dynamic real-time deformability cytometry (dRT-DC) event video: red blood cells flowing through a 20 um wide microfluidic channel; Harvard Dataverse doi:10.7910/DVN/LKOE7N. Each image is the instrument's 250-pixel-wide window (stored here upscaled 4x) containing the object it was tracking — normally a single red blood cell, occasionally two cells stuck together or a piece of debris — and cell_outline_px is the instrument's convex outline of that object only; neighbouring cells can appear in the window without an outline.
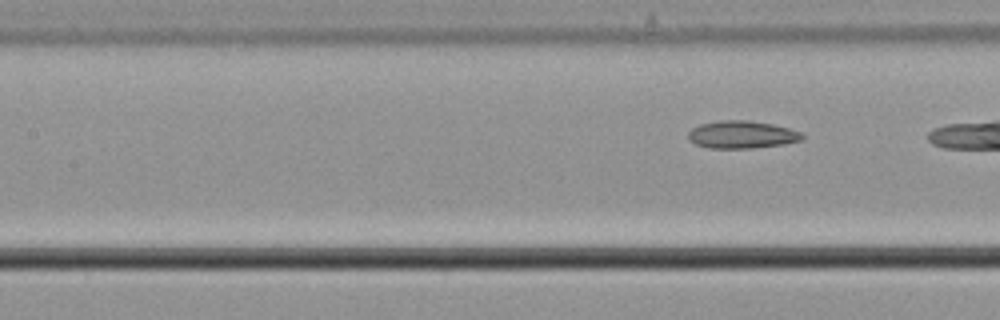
{"species": "common noctule bat (a hibernating species)", "species_latin": "Nyctalus noctula", "temperature_condition": "cold", "stored_images_in_passage": 9, "segment_of_instrument_passage": [2, 2], "camera_frame_rate_fps": 3000, "um_per_image_px": 0.085, "animal": {"sex": "male", "body_mass_g": 21.5, "forearm_length_mm": 52.0}, "frame": {"image": 1, "passage_image": 9, "time_ms": 2.667, "image_size_px": [1000, 320], "cell_outline_px": [[804, 136], [800, 140], [784, 144], [752, 148], [708, 148], [696, 144], [688, 140], [688, 132], [692, 128], [700, 124], [720, 120], [748, 120], [772, 124], [788, 128], [800, 132]], "centroid_in_image_um": [63.02, 11.44], "position_along_channel_um": 144.4, "area_um2": 18.26}}